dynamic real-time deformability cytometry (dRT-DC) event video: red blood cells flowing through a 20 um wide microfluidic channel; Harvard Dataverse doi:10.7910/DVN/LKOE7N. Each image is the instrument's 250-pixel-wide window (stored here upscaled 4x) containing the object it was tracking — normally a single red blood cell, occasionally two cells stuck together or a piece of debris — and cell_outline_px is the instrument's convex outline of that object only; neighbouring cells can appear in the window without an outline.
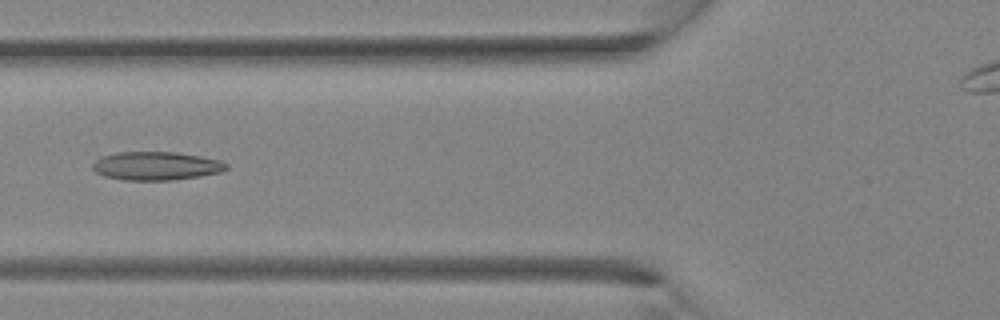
{"species": "Egyptian fruit bat (a non-hibernating species)", "species_latin": "Rousettus aegyptiacus", "temperature_condition": "room temperature", "stored_images_in_passage": 33, "camera_frame_rate_fps": 3000, "um_per_image_px": 0.085, "animal": {"sex": "female"}, "frame": {"image": 1, "passage_image": 13, "time_ms": 4.0, "image_size_px": [1000, 320], "cell_outline_px": [[228, 168], [224, 172], [200, 176], [172, 180], [124, 180], [104, 176], [96, 172], [92, 168], [92, 164], [100, 156], [116, 152], [176, 152], [200, 156], [220, 160], [228, 164]], "centroid_in_image_um": [13.29, 14.1], "position_along_channel_um": 112.5, "area_um2": 22.37}}
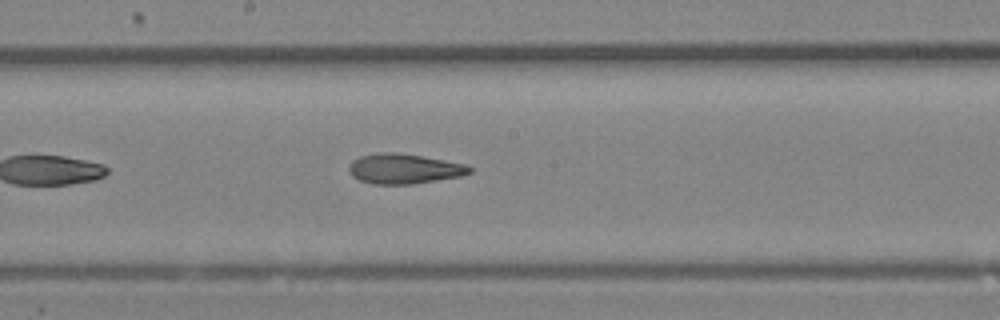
{"frame": {"image": 2, "passage_image": 18, "time_ms": 5.667, "image_size_px": [1000, 320], "cell_outline_px": [[472, 172], [460, 176], [412, 184], [372, 184], [360, 180], [352, 176], [348, 172], [348, 168], [352, 160], [360, 156], [376, 152], [396, 152], [420, 156], [464, 164], [472, 168]], "centroid_in_image_um": [34.28, 14.34], "position_along_channel_um": 213.9, "area_um2": 20.98}}
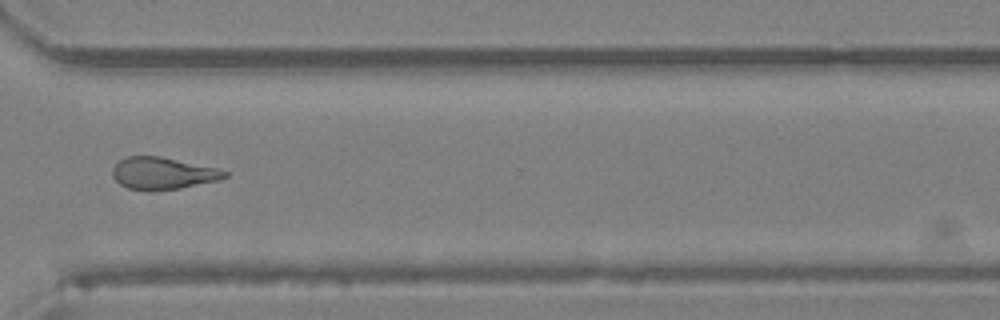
{"frame": {"image": 3, "passage_image": 25, "time_ms": 8.0, "image_size_px": [1000, 320], "cell_outline_px": [[228, 176], [220, 180], [180, 188], [148, 192], [128, 188], [120, 184], [112, 176], [112, 168], [120, 160], [128, 156], [160, 156], [216, 168], [228, 172]], "centroid_in_image_um": [13.82, 14.75], "position_along_channel_um": 356.8, "area_um2": 21.04}}